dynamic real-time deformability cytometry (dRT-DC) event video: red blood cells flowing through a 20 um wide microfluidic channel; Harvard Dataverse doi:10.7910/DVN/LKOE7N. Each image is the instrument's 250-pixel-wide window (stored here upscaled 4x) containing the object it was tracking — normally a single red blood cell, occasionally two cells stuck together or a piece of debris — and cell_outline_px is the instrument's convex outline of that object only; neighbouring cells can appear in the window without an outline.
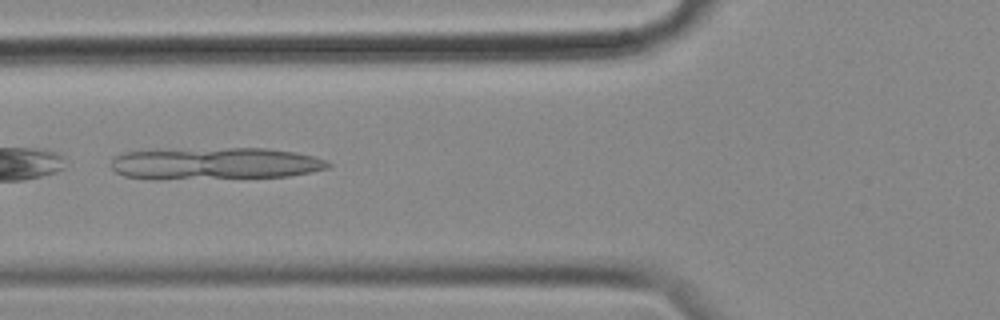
{"species": "common noctule bat (a hibernating species)", "species_latin": "Nyctalus noctula", "temperature_condition": "cold", "stored_images_in_passage": 19, "camera_frame_rate_fps": 3000, "um_per_image_px": 0.085, "animal": {"sex": "female", "body_mass_g": 18.4}, "frame": {"image": 1, "passage_image": 4, "time_ms": 1.0, "image_size_px": [1000, 320], "cell_outline_px": [[332, 164], [328, 168], [288, 176], [156, 180], [152, 180], [124, 176], [116, 172], [112, 168], [112, 156], [124, 152], [228, 148], [264, 148], [296, 152], [328, 160]], "centroid_in_image_um": [18.27, 13.92], "position_along_channel_um": 107.5, "area_um2": 40.46}}
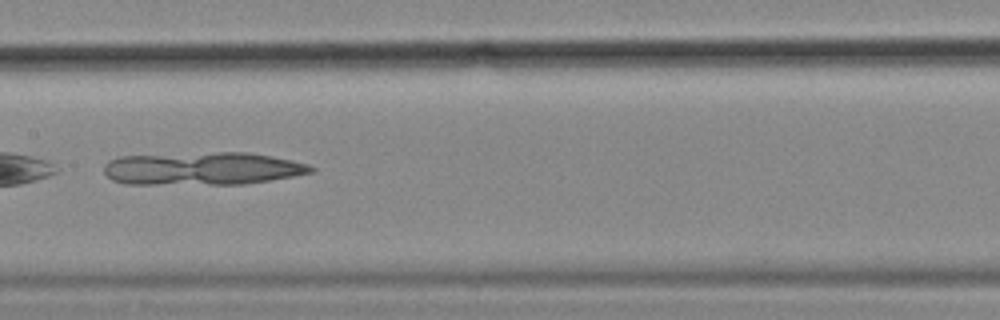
{"frame": {"image": 2, "passage_image": 11, "time_ms": 3.333, "image_size_px": [1000, 320], "cell_outline_px": [[316, 168], [312, 172], [292, 176], [244, 184], [124, 184], [112, 180], [104, 172], [104, 164], [108, 160], [120, 156], [216, 152], [248, 152], [272, 156], [292, 160], [308, 164]], "centroid_in_image_um": [17.18, 14.32], "position_along_channel_um": 190.2, "area_um2": 39.77}}
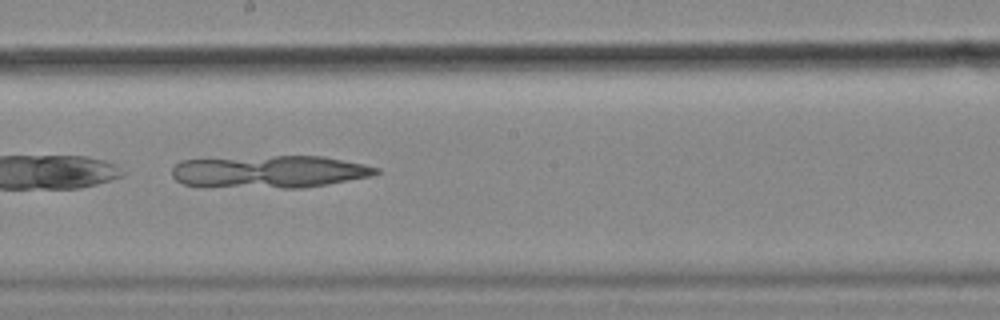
{"frame": {"image": 3, "passage_image": 14, "time_ms": 4.333, "image_size_px": [1000, 320], "cell_outline_px": [[380, 172], [372, 176], [300, 188], [284, 188], [184, 184], [176, 180], [172, 176], [172, 168], [180, 160], [272, 156], [324, 156], [364, 164], [380, 168]], "centroid_in_image_um": [22.96, 14.57], "position_along_channel_um": 225.2, "area_um2": 37.97}}